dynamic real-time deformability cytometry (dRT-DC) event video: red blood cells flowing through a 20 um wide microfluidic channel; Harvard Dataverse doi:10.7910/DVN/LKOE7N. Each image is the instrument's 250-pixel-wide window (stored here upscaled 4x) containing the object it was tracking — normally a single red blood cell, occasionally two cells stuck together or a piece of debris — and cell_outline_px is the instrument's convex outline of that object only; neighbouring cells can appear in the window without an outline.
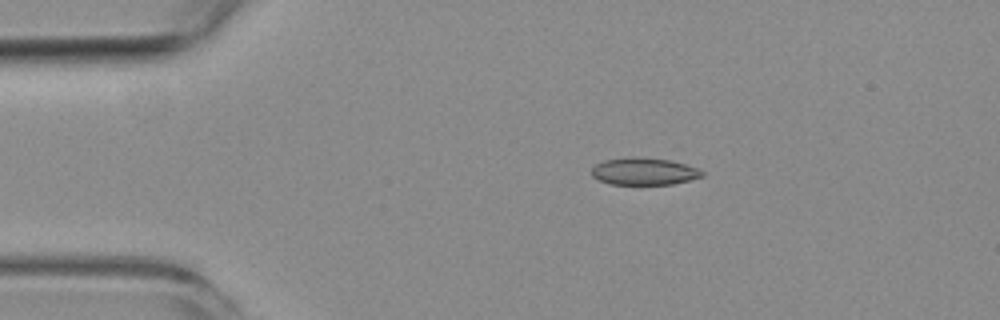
{"species": "common noctule bat (a hibernating species)", "species_latin": "Nyctalus noctula", "temperature_condition": "room temperature", "stored_images_in_passage": 6, "camera_frame_rate_fps": 3000, "um_per_image_px": 0.085, "animal": {"sex": "female", "body_mass_g": 19.3, "forearm_length_mm": 54.1}, "frame": {"image": 1, "passage_image": 1, "time_ms": 0.0, "image_size_px": [1000, 320], "cell_outline_px": [[704, 176], [672, 184], [608, 184], [592, 176], [592, 168], [596, 164], [604, 160], [632, 156], [636, 156], [668, 160], [684, 164], [696, 168], [704, 172]], "centroid_in_image_um": [54.71, 14.56], "position_along_channel_um": 30.3, "area_um2": 17.4}}
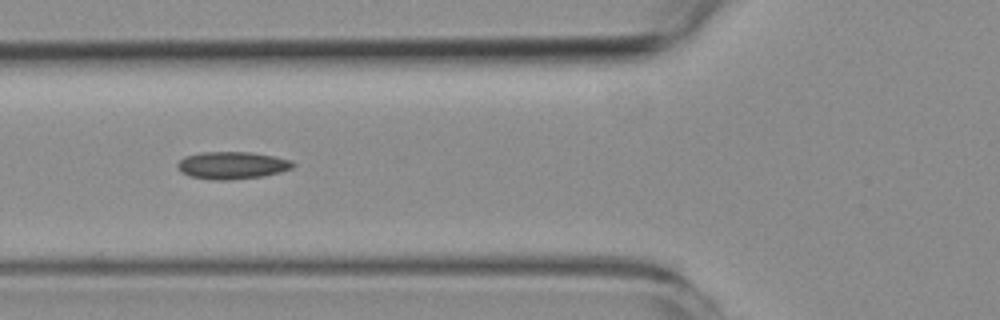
{"frame": {"image": 2, "passage_image": 4, "time_ms": 3.333, "image_size_px": [1000, 320], "cell_outline_px": [[296, 164], [292, 168], [280, 172], [264, 176], [232, 180], [212, 180], [188, 176], [180, 172], [176, 168], [176, 164], [184, 156], [200, 152], [248, 152], [272, 156], [292, 160]], "centroid_in_image_um": [19.69, 14.06], "position_along_channel_um": 106.1, "area_um2": 18.67}}
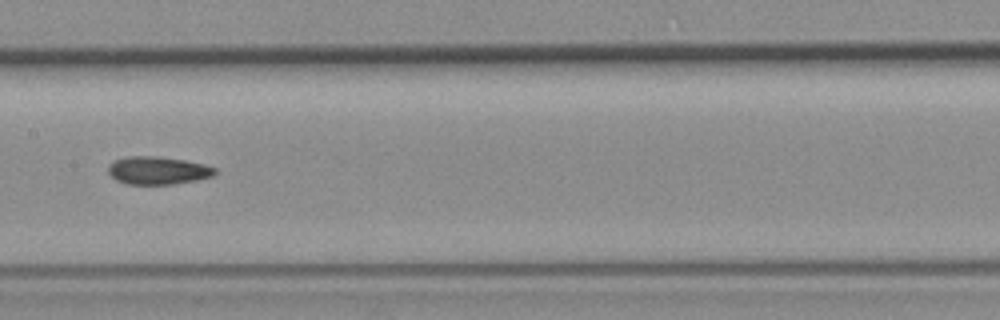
{"frame": {"image": 3, "passage_image": 6, "time_ms": 5.667, "image_size_px": [1000, 320], "cell_outline_px": [[216, 172], [212, 176], [196, 180], [172, 184], [128, 184], [116, 180], [108, 172], [108, 164], [112, 160], [124, 156], [156, 156], [184, 160], [204, 164], [216, 168]], "centroid_in_image_um": [13.37, 14.48], "position_along_channel_um": 194.0, "area_um2": 17.4}}